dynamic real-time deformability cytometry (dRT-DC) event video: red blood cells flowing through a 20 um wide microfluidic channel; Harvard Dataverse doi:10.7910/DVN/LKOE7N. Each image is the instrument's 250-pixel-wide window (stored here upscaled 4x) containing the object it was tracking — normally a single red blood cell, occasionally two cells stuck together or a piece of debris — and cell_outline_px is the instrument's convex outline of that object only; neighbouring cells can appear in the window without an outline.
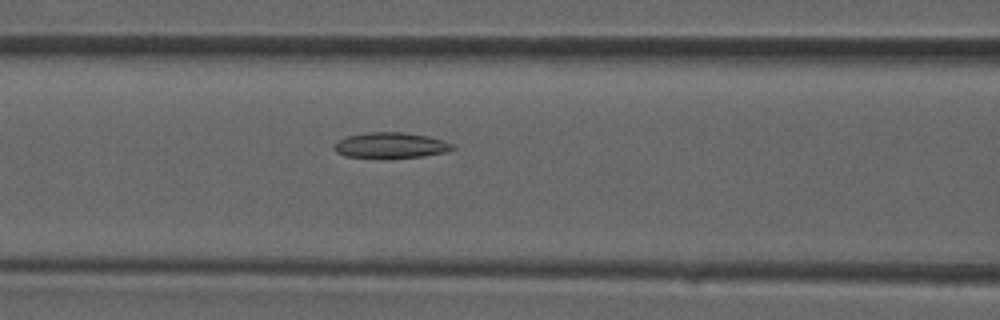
{"species": "common noctule bat (a hibernating species)", "species_latin": "Nyctalus noctula", "temperature_condition": "room temperature", "stored_images_in_passage": 32, "camera_frame_rate_fps": 3000, "um_per_image_px": 0.085, "animal": {"sex": "male", "forearm_length_mm": 52.5}, "frame": {"image": 1, "passage_image": 15, "time_ms": 4.667, "image_size_px": [1000, 320], "cell_outline_px": [[456, 148], [448, 152], [424, 156], [344, 156], [336, 152], [332, 148], [340, 140], [348, 136], [368, 132], [404, 132], [428, 136], [444, 140], [452, 144]], "centroid_in_image_um": [33.27, 12.32], "position_along_channel_um": 133.3, "area_um2": 17.17}}
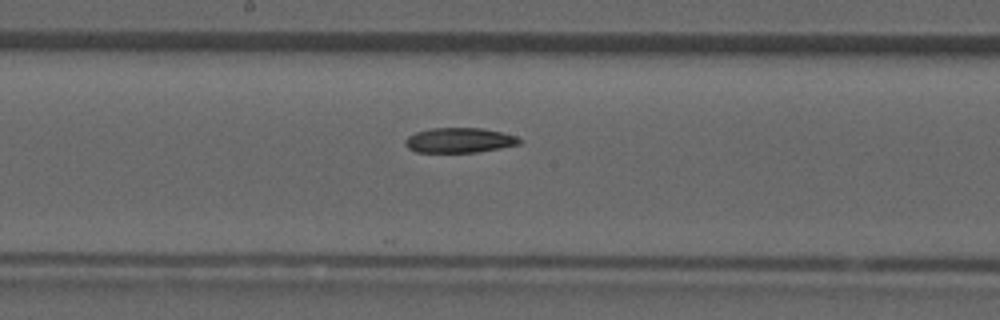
{"frame": {"image": 2, "passage_image": 19, "time_ms": 6.0, "image_size_px": [1000, 320], "cell_outline_px": [[524, 140], [520, 144], [500, 148], [476, 152], [416, 152], [408, 148], [404, 144], [404, 140], [408, 136], [416, 132], [432, 128], [484, 128], [516, 136]], "centroid_in_image_um": [39.05, 11.92], "position_along_channel_um": 209.2, "area_um2": 16.65}}
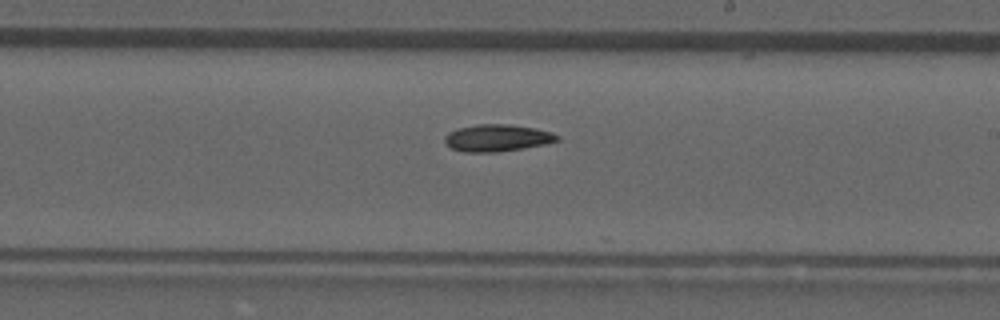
{"frame": {"image": 3, "passage_image": 21, "time_ms": 6.667, "image_size_px": [1000, 320], "cell_outline_px": [[560, 140], [544, 144], [524, 148], [496, 152], [464, 152], [452, 148], [444, 140], [444, 136], [448, 132], [460, 128], [476, 124], [512, 124], [536, 128], [552, 132], [560, 136]], "centroid_in_image_um": [42.29, 11.71], "position_along_channel_um": 246.7, "area_um2": 17.74}}